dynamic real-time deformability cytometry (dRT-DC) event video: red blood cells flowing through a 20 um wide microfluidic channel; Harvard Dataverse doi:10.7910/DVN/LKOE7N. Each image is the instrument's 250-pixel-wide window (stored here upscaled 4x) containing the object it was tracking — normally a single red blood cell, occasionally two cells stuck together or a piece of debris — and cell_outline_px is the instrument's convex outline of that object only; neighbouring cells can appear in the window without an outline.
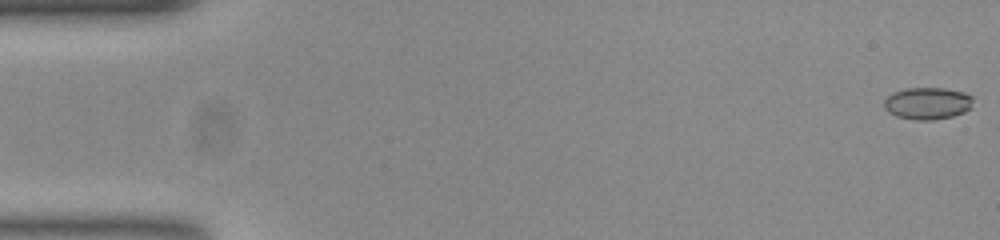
{"species": "common noctule bat (a hibernating species)", "species_latin": "Nyctalus noctula", "temperature_condition": "room temperature", "stored_images_in_passage": 54, "camera_frame_rate_fps": 3000, "um_per_image_px": 0.085, "animal": {"sex": "female", "body_mass_g": 23.0, "forearm_length_mm": 53.4}, "frame": {"image": 1, "passage_image": 1, "time_ms": 0.0, "image_size_px": [1000, 240], "cell_outline_px": [[972, 108], [964, 112], [952, 116], [932, 120], [916, 120], [896, 116], [888, 112], [884, 108], [884, 100], [892, 92], [904, 88], [944, 88], [964, 92], [972, 96]], "centroid_in_image_um": [78.83, 8.78], "position_along_channel_um": 6.2, "area_um2": 16.76}}
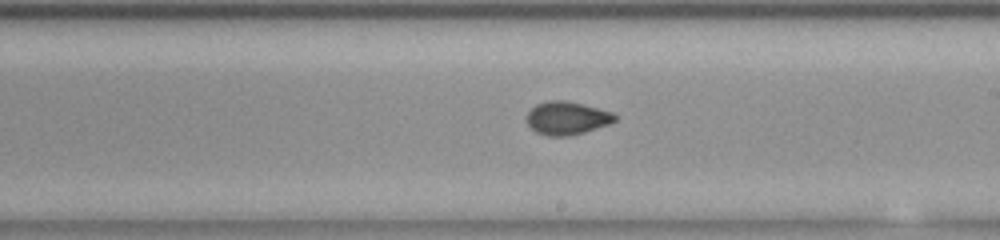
{"frame": {"image": 2, "passage_image": 31, "time_ms": 10.0, "image_size_px": [1000, 240], "cell_outline_px": [[616, 120], [608, 124], [584, 132], [568, 136], [548, 136], [536, 132], [528, 124], [528, 112], [536, 104], [548, 100], [564, 100], [584, 104], [612, 112], [616, 116]], "centroid_in_image_um": [48.19, 10.03], "position_along_channel_um": 240.8, "area_um2": 16.88}}
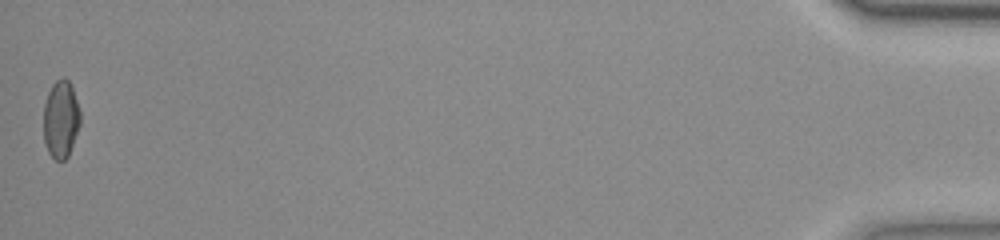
{"frame": {"image": 3, "passage_image": 54, "time_ms": 17.667, "image_size_px": [1000, 240], "cell_outline_px": [[80, 124], [68, 156], [64, 160], [56, 160], [48, 152], [44, 140], [44, 104], [48, 92], [52, 84], [60, 76], [64, 76], [68, 80], [72, 88], [80, 112]], "centroid_in_image_um": [5.16, 10.11], "position_along_channel_um": 430.0, "area_um2": 16.53}, "authors_computed_cell_mechanics": {"area_um2": 16.8487, "velocity_mm_per_s": 3.7967, "shape_relaxation_time_tau1_ms": 9.2823, "shape_relaxation_time_tau2_ms": 1.6887, "deformation_change_tau1": 0.1948, "deformation_change_tau2": 0.0559}}